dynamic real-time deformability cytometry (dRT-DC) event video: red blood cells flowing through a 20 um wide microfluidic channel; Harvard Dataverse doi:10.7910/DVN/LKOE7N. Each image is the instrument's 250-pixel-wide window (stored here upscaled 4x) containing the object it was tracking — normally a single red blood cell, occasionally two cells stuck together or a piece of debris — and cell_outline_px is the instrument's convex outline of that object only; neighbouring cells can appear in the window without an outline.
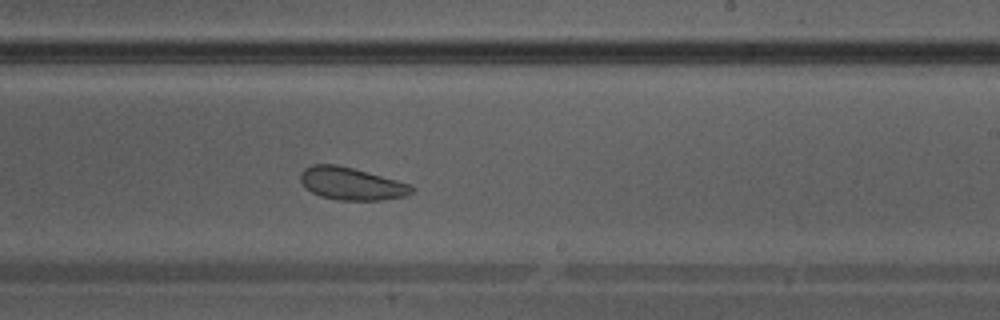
{"species": "Egyptian fruit bat (a non-hibernating species)", "species_latin": "Rousettus aegyptiacus", "temperature_condition": "warm", "stored_images_in_passage": 35, "camera_frame_rate_fps": 3000, "um_per_image_px": 0.085, "animal": {"sex": "male"}, "frame": {"image": 1, "passage_image": 20, "time_ms": 6.333, "image_size_px": [1000, 320], "cell_outline_px": [[416, 188], [412, 192], [404, 196], [380, 200], [336, 200], [320, 196], [312, 192], [300, 180], [300, 172], [304, 168], [312, 164], [336, 164], [352, 168], [412, 184]], "centroid_in_image_um": [29.88, 15.61], "position_along_channel_um": 259.1, "area_um2": 21.04}}